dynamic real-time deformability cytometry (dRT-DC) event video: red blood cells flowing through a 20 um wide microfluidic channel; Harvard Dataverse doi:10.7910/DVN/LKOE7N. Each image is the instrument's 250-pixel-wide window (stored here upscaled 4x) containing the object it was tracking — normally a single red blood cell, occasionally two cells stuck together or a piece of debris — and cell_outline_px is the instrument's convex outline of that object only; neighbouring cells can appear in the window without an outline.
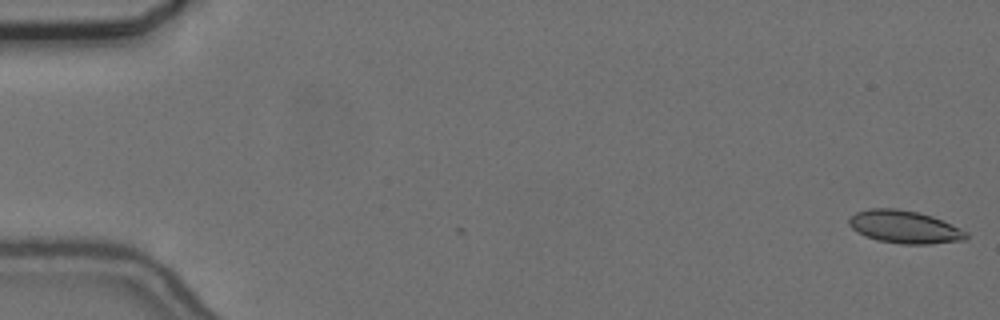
{"species": "common noctule bat (a hibernating species)", "species_latin": "Nyctalus noctula", "temperature_condition": "cold", "stored_images_in_passage": 56, "camera_frame_rate_fps": 3000, "um_per_image_px": 0.085, "animal": {"sex": "female", "body_mass_g": 24.6, "forearm_length_mm": 56.2}, "frame": {"image": 1, "passage_image": 1, "time_ms": 0.0, "image_size_px": [1000, 320], "cell_outline_px": [[968, 240], [928, 244], [900, 244], [876, 240], [864, 236], [856, 232], [848, 224], [848, 220], [856, 212], [868, 208], [896, 208], [920, 212], [932, 216], [960, 228], [968, 232]], "centroid_in_image_um": [76.88, 19.29], "position_along_channel_um": 8.1, "area_um2": 22.66}}
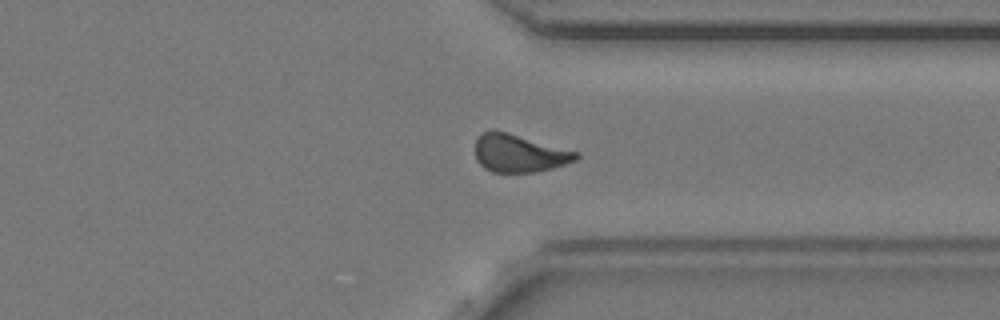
{"frame": {"image": 2, "passage_image": 43, "time_ms": 14.0, "image_size_px": [1000, 320], "cell_outline_px": [[580, 156], [576, 160], [552, 168], [536, 172], [492, 172], [484, 168], [476, 160], [476, 140], [484, 132], [508, 132], [580, 152]], "centroid_in_image_um": [44.17, 13.05], "position_along_channel_um": 367.2, "area_um2": 22.02}}
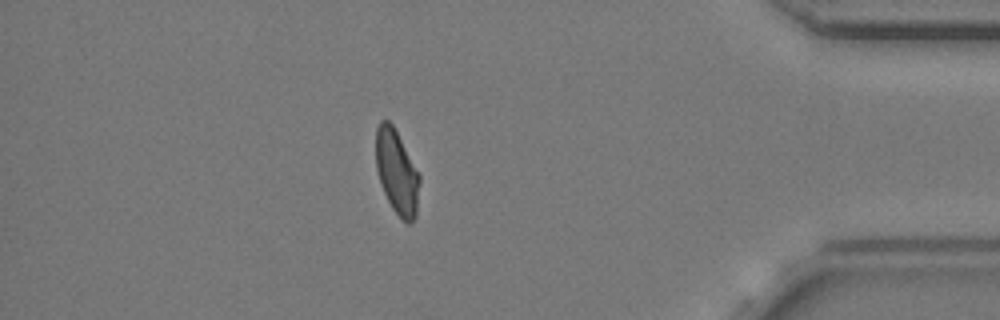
{"frame": {"image": 3, "passage_image": 49, "time_ms": 16.0, "image_size_px": [1000, 320], "cell_outline_px": [[420, 180], [416, 216], [408, 224], [392, 208], [380, 184], [376, 168], [376, 128], [380, 120], [388, 120], [392, 124], [420, 176]], "centroid_in_image_um": [33.71, 14.62], "position_along_channel_um": 401.5, "area_um2": 21.1}, "authors_computed_cell_mechanics": {"area_um2": 21.8484, "velocity_mm_per_s": 3.6618, "shape_relaxation_time_tau1_ms": 5.6982, "shape_relaxation_time_tau2_ms": 1.8683, "deformation_change_tau1": 0.1262, "deformation_change_tau2": 0.0725}}